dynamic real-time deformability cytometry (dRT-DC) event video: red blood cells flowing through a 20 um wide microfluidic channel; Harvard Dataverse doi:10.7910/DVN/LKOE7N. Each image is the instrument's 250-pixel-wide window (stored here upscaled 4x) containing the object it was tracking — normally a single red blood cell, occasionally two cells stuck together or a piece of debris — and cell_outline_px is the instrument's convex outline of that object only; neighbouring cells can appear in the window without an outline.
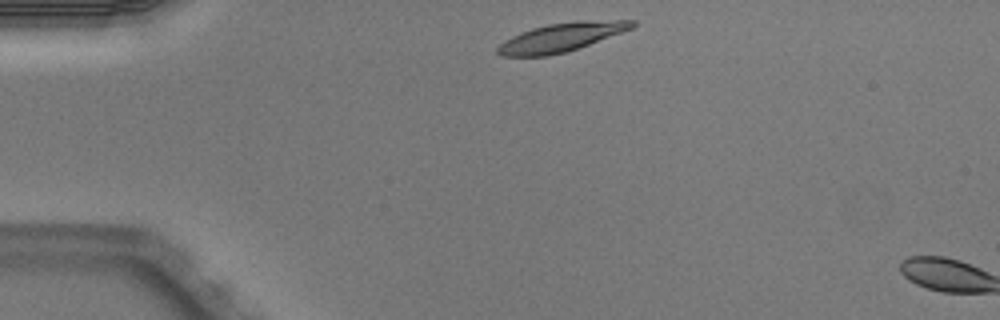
{"species": "Egyptian fruit bat (a non-hibernating species)", "species_latin": "Rousettus aegyptiacus", "temperature_condition": "warm", "stored_images_in_passage": 2, "camera_frame_rate_fps": 3000, "um_per_image_px": 0.085, "animal": {"sex": "male"}, "frame": {"image": 1, "passage_image": 1, "time_ms": 0.0, "image_size_px": [1000, 320], "cell_outline_px": [[636, 24], [632, 28], [588, 44], [564, 52], [548, 56], [500, 56], [496, 52], [496, 48], [504, 40], [520, 32], [532, 28], [548, 24], [576, 20], [636, 20]], "centroid_in_image_um": [47.66, 3.16], "position_along_channel_um": 37.3, "area_um2": 22.31}}